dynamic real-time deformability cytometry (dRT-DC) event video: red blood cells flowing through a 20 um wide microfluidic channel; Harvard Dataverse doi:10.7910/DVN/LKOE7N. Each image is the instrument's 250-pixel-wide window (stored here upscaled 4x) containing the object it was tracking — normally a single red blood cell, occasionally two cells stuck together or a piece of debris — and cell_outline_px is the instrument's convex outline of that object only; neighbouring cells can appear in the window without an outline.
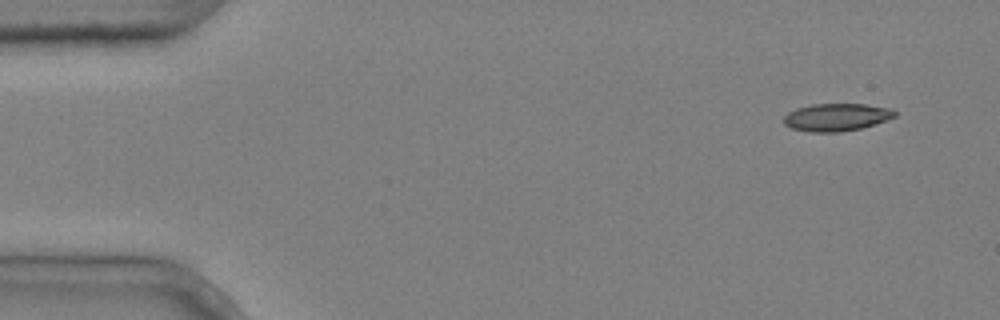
{"species": "common noctule bat (a hibernating species)", "species_latin": "Nyctalus noctula", "temperature_condition": "cold", "stored_images_in_passage": 4, "camera_frame_rate_fps": 3000, "um_per_image_px": 0.085, "animal": {"sex": "male", "body_mass_g": 20.4}, "frame": {"image": 1, "passage_image": 1, "time_ms": 0.0, "image_size_px": [1000, 320], "cell_outline_px": [[896, 116], [860, 128], [840, 132], [808, 132], [792, 128], [784, 124], [784, 116], [788, 112], [796, 108], [812, 104], [864, 104], [892, 108], [896, 112]], "centroid_in_image_um": [71.07, 9.95], "position_along_channel_um": 13.9, "area_um2": 17.74}}
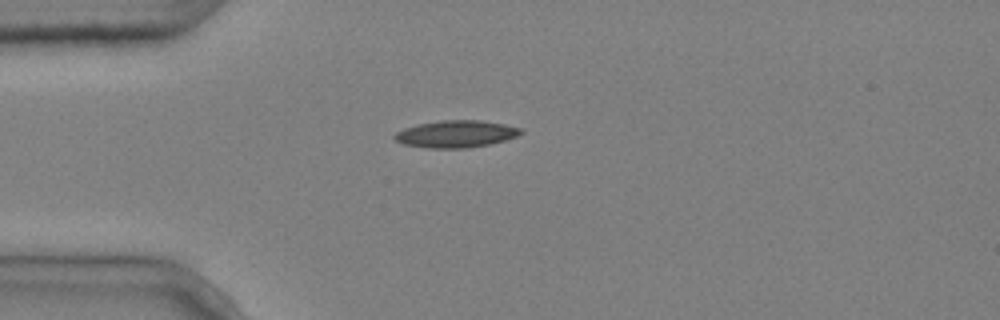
{"frame": {"image": 2, "passage_image": 4, "time_ms": 1.0, "image_size_px": [1000, 320], "cell_outline_px": [[524, 132], [516, 136], [504, 140], [488, 144], [468, 148], [428, 148], [404, 144], [396, 140], [392, 136], [396, 132], [404, 128], [416, 124], [440, 120], [480, 120], [504, 124], [524, 128]], "centroid_in_image_um": [38.76, 11.38], "position_along_channel_um": 46.2, "area_um2": 20.0}}